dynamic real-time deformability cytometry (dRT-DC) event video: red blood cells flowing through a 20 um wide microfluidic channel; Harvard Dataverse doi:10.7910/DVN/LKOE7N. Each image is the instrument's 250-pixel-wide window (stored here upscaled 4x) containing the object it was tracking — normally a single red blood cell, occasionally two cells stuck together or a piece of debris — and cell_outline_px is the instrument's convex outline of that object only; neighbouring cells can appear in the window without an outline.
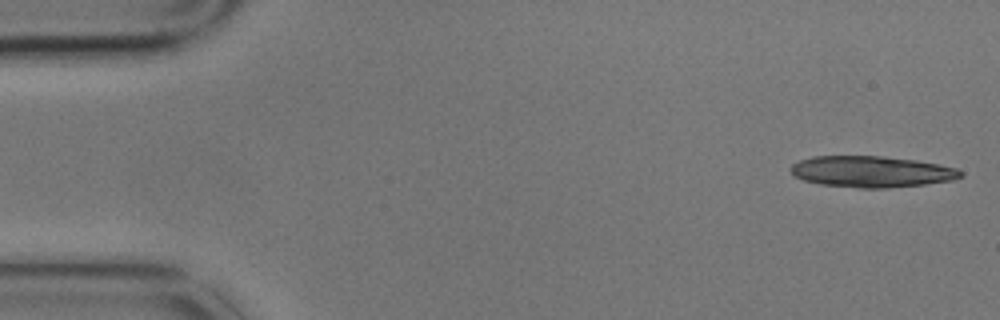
{"species": "common noctule bat (a hibernating species)", "species_latin": "Nyctalus noctula", "temperature_condition": "cold", "stored_images_in_passage": 6, "camera_frame_rate_fps": 3000, "um_per_image_px": 0.085, "animal": {"sex": "male", "body_mass_g": 17.9}, "frame": {"image": 1, "passage_image": 1, "time_ms": 0.0, "image_size_px": [1000, 320], "cell_outline_px": [[964, 176], [952, 180], [924, 184], [888, 188], [860, 188], [820, 184], [804, 180], [796, 176], [788, 168], [792, 164], [800, 160], [812, 156], [884, 156], [916, 160], [956, 168], [964, 172]], "centroid_in_image_um": [74.08, 14.59], "position_along_channel_um": 10.9, "area_um2": 30.92}}